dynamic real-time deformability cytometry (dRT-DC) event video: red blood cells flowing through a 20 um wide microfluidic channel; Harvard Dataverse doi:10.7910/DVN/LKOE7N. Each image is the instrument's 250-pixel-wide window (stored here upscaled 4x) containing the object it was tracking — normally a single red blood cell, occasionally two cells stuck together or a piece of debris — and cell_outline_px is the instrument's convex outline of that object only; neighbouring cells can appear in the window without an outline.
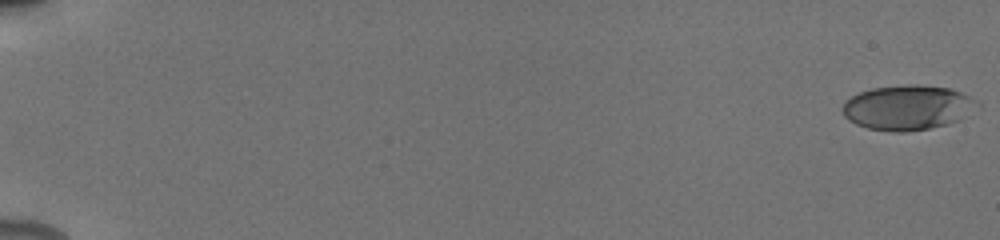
{"species": "human", "species_latin": "Homo sapiens", "temperature_condition": "cold", "stored_images_in_passage": 66, "camera_frame_rate_fps": 3000, "um_per_image_px": 0.085, "donor": {"sex": "male"}, "frame": {"image": 1, "passage_image": 1, "time_ms": 0.0, "image_size_px": [1000, 240], "cell_outline_px": [[980, 104], [960, 120], [928, 128], [904, 132], [892, 132], [868, 128], [856, 124], [848, 120], [844, 116], [840, 108], [844, 100], [860, 92], [872, 88], [904, 84], [920, 84], [948, 88], [960, 92], [976, 100]], "centroid_in_image_um": [77.09, 9.13], "position_along_channel_um": 7.9, "area_um2": 35.26}}
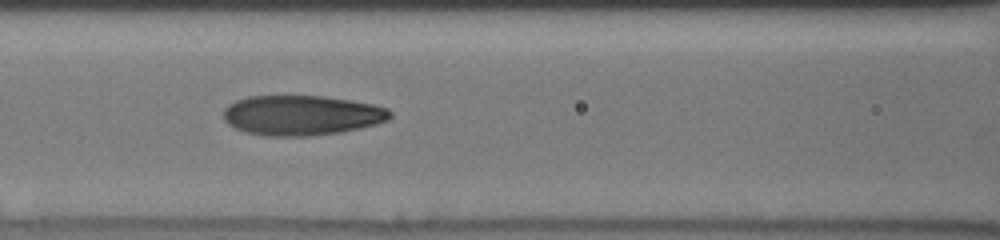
{"frame": {"image": 2, "passage_image": 24, "time_ms": 8.667, "image_size_px": [1000, 240], "cell_outline_px": [[392, 116], [388, 120], [376, 124], [360, 128], [340, 132], [308, 136], [268, 136], [244, 132], [228, 124], [224, 120], [224, 108], [228, 104], [236, 100], [248, 96], [324, 96], [372, 104], [388, 108], [392, 112]], "centroid_in_image_um": [25.63, 9.8], "position_along_channel_um": 141.0, "area_um2": 38.9}}
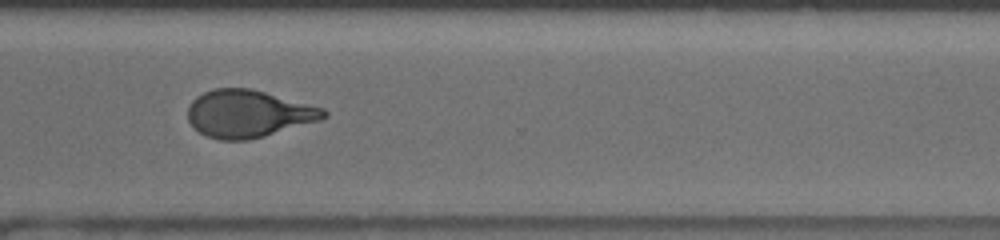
{"frame": {"image": 3, "passage_image": 47, "time_ms": 14.0, "image_size_px": [1000, 240], "cell_outline_px": [[328, 116], [320, 120], [264, 136], [248, 140], [220, 140], [204, 136], [188, 120], [188, 108], [192, 100], [196, 96], [212, 88], [248, 88], [264, 92], [324, 108], [328, 112]], "centroid_in_image_um": [21.09, 9.67], "position_along_channel_um": 349.5, "area_um2": 37.34}, "authors_computed_cell_mechanics": {"area_um2": 37.4544, "velocity_mm_per_s": 3.9204, "shape_relaxation_time_tau1_ms": 3.7735, "shape_relaxation_time_tau2_ms": 1.163, "deformation_change_tau1": 0.1785, "deformation_change_tau2": 0.0798}}